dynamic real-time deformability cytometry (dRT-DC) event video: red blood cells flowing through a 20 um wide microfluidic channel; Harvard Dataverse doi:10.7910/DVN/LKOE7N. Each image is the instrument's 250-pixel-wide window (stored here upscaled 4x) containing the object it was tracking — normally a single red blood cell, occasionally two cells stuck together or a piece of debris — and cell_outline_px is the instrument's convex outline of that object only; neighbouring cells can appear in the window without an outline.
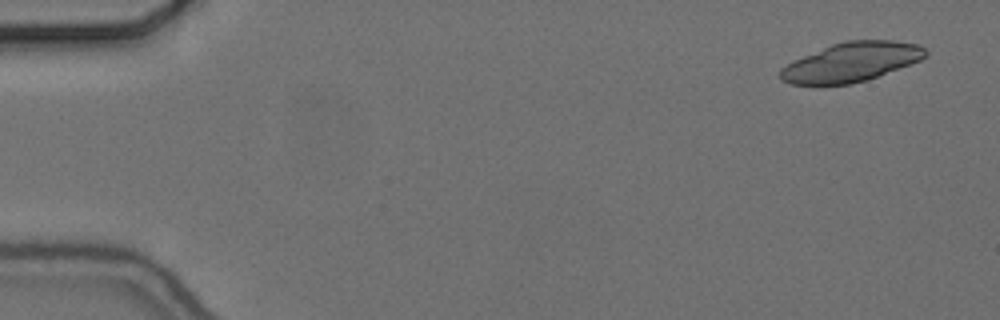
{"species": "common noctule bat (a hibernating species)", "species_latin": "Nyctalus noctula", "temperature_condition": "cold", "stored_images_in_passage": 20, "camera_frame_rate_fps": 3000, "um_per_image_px": 0.085, "animal": {"sex": "female", "body_mass_g": 24.6, "forearm_length_mm": 56.2}, "frame": {"image": 1, "passage_image": 3, "time_ms": 0.667, "image_size_px": [1000, 320], "cell_outline_px": [[928, 52], [920, 60], [868, 80], [852, 84], [792, 84], [784, 80], [780, 76], [780, 68], [792, 60], [832, 44], [844, 40], [892, 40], [920, 44]], "centroid_in_image_um": [72.37, 5.26], "position_along_channel_um": 12.6, "area_um2": 33.06}}